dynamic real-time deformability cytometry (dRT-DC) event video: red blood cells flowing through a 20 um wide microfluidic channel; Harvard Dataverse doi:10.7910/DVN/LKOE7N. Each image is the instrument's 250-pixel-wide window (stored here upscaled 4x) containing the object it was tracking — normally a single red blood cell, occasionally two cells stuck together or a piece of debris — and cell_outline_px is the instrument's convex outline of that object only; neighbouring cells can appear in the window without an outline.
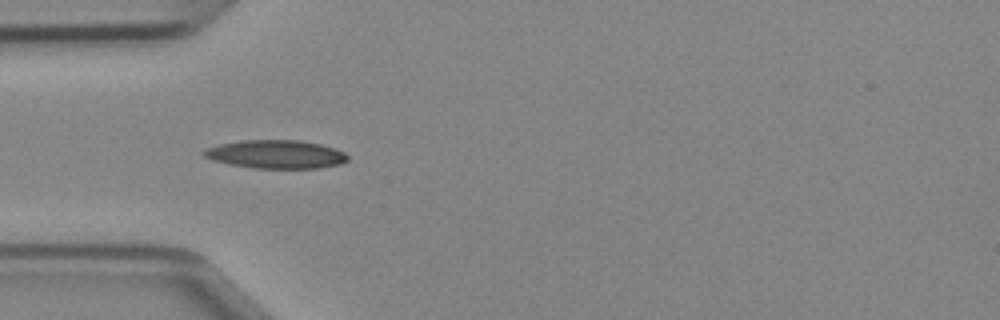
{"species": "Egyptian fruit bat (a non-hibernating species)", "species_latin": "Rousettus aegyptiacus", "temperature_condition": "cold", "stored_images_in_passage": 9, "camera_frame_rate_fps": 3000, "um_per_image_px": 0.085, "animal": {"sex": "female"}, "frame": {"image": 1, "passage_image": 6, "time_ms": 1.667, "image_size_px": [1000, 320], "cell_outline_px": [[348, 160], [340, 164], [320, 168], [252, 168], [212, 160], [204, 156], [200, 152], [204, 148], [220, 144], [240, 140], [300, 140], [320, 144], [344, 152], [348, 156]], "centroid_in_image_um": [23.42, 13.11], "position_along_channel_um": 61.6, "area_um2": 23.81}}